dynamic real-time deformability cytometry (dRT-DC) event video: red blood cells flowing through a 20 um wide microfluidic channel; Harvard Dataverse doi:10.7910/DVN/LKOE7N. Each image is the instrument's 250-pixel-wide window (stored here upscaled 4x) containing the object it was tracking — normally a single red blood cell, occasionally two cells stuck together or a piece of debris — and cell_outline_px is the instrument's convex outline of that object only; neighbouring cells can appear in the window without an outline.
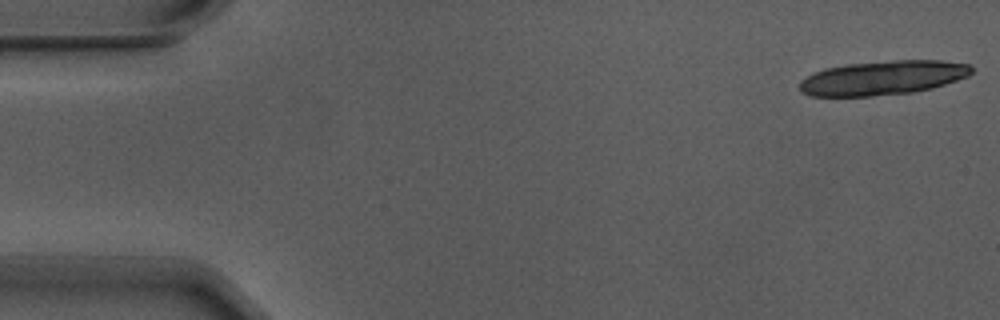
{"species": "Egyptian fruit bat (a non-hibernating species)", "species_latin": "Rousettus aegyptiacus", "temperature_condition": "warm", "stored_images_in_passage": 5, "camera_frame_rate_fps": 3000, "um_per_image_px": 0.085, "animal": {"sex": "male"}, "frame": {"image": 1, "passage_image": 1, "time_ms": 0.0, "image_size_px": [1000, 320], "cell_outline_px": [[972, 72], [968, 76], [932, 88], [912, 92], [872, 96], [812, 96], [800, 92], [800, 80], [816, 72], [828, 68], [844, 64], [892, 60], [940, 60], [972, 64]], "centroid_in_image_um": [75.06, 6.61], "position_along_channel_um": 9.9, "area_um2": 34.28}}